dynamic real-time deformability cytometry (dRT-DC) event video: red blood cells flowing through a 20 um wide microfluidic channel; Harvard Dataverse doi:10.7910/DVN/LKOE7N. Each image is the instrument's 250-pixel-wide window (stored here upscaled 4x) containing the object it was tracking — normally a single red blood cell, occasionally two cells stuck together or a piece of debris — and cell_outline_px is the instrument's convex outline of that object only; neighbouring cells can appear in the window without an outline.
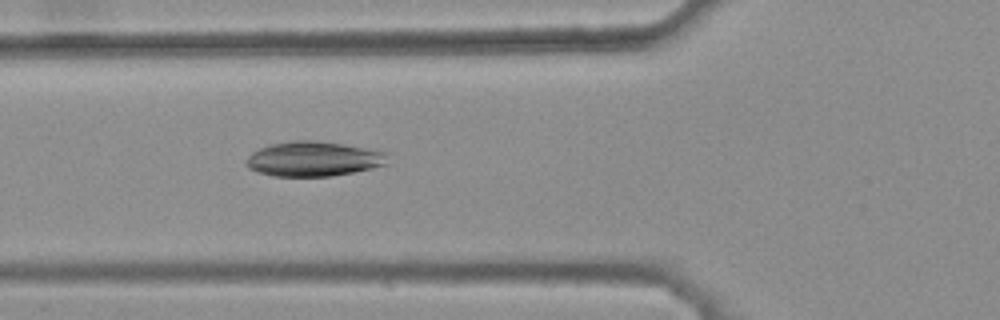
{"species": "common noctule bat (a hibernating species)", "species_latin": "Nyctalus noctula", "temperature_condition": "warm", "stored_images_in_passage": 31, "camera_frame_rate_fps": 3000, "um_per_image_px": 0.085, "animal": {"sex": "female", "body_mass_g": 25.1}, "frame": {"image": 1, "passage_image": 5, "time_ms": 1.333, "image_size_px": [1000, 320], "cell_outline_px": [[388, 164], [372, 168], [332, 176], [272, 176], [256, 172], [248, 168], [244, 164], [244, 160], [252, 152], [268, 144], [288, 140], [312, 140], [344, 144], [388, 152]], "centroid_in_image_um": [26.61, 13.5], "position_along_channel_um": 99.2, "area_um2": 29.13}}
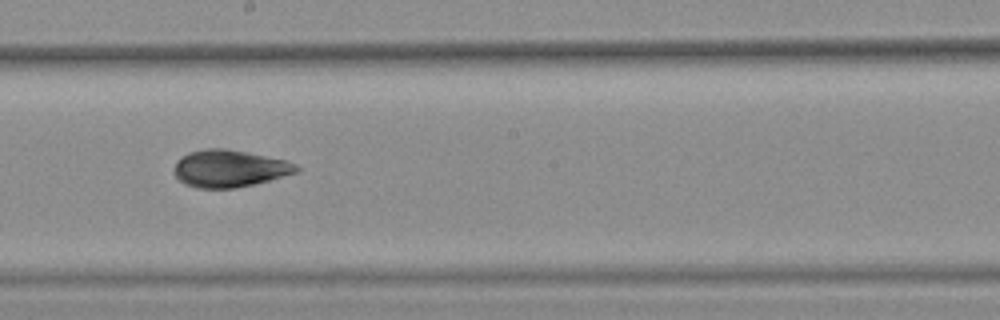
{"frame": {"image": 2, "passage_image": 15, "time_ms": 4.667, "image_size_px": [1000, 320], "cell_outline_px": [[300, 168], [296, 172], [256, 184], [236, 188], [196, 188], [184, 184], [172, 172], [176, 164], [188, 152], [204, 148], [224, 148], [284, 160], [296, 164]], "centroid_in_image_um": [19.47, 14.34], "position_along_channel_um": 228.7, "area_um2": 26.24}}
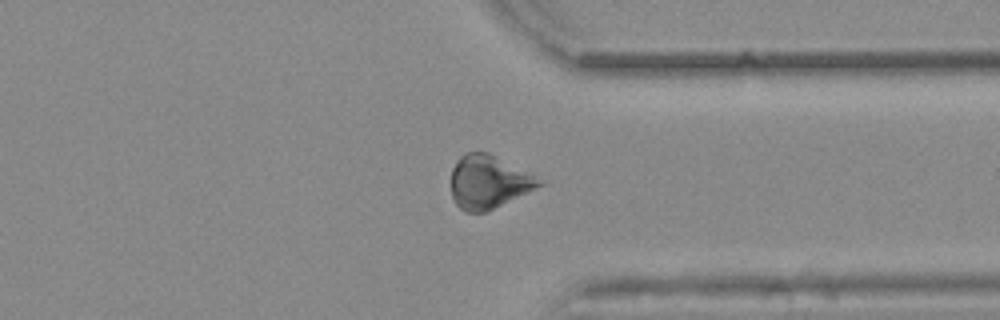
{"frame": {"image": 3, "passage_image": 26, "time_ms": 8.333, "image_size_px": [1000, 320], "cell_outline_px": [[548, 180], [544, 184], [488, 212], [464, 212], [456, 204], [452, 196], [452, 168], [456, 160], [460, 156], [468, 152], [488, 152]], "centroid_in_image_um": [41.58, 15.46], "position_along_channel_um": 369.8, "area_um2": 27.8}, "authors_computed_cell_mechanics": {"area_um2": 27.1082, "velocity_mm_per_s": 3.8781, "shape_relaxation_time_tau1_ms": 11.1032, "shape_relaxation_time_tau2_ms": 2.539, "deformation_change_tau1": 0.2245, "deformation_change_tau2": 0.0665}}